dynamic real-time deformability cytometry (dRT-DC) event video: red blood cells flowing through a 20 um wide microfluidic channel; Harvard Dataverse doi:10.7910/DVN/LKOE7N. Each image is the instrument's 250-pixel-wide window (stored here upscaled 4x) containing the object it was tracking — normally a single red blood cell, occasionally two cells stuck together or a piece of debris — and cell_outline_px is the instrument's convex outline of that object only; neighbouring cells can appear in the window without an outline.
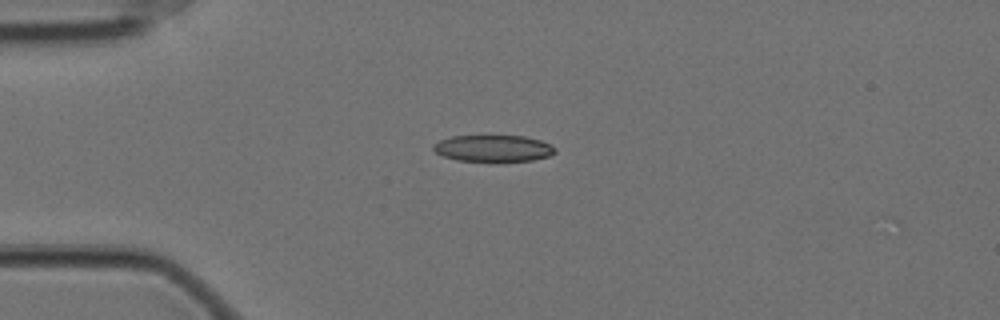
{"species": "Egyptian fruit bat (a non-hibernating species)", "species_latin": "Rousettus aegyptiacus", "temperature_condition": "cold", "stored_images_in_passage": 5, "camera_frame_rate_fps": 3000, "um_per_image_px": 0.085, "animal": {"sex": "female"}, "frame": {"image": 1, "passage_image": 4, "time_ms": 1.0, "image_size_px": [1000, 320], "cell_outline_px": [[556, 152], [548, 156], [532, 160], [456, 160], [444, 156], [436, 152], [432, 148], [432, 144], [440, 140], [452, 136], [524, 136], [540, 140], [552, 144], [556, 148]], "centroid_in_image_um": [41.93, 12.59], "position_along_channel_um": 43.1, "area_um2": 18.55}}